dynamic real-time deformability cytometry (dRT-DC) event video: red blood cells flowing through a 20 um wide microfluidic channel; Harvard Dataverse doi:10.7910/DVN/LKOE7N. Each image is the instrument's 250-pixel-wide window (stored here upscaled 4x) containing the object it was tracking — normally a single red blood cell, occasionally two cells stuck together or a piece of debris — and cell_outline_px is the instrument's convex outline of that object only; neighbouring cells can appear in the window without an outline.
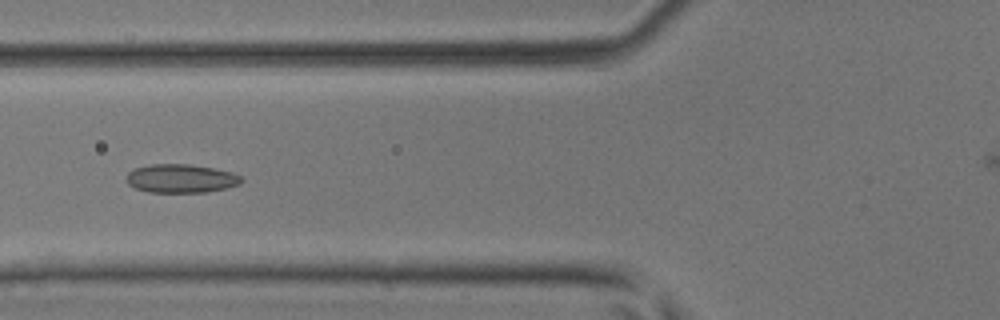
{"species": "common noctule bat (a hibernating species)", "species_latin": "Nyctalus noctula", "temperature_condition": "room temperature", "stored_images_in_passage": 45, "camera_frame_rate_fps": 3000, "um_per_image_px": 0.085, "animal": {"sex": "male", "body_mass_g": 17.9, "forearm_length_mm": 54.2}, "frame": {"image": 1, "passage_image": 17, "time_ms": 5.333, "image_size_px": [1000, 320], "cell_outline_px": [[244, 180], [240, 184], [208, 192], [148, 192], [136, 188], [128, 184], [128, 172], [136, 168], [152, 164], [188, 164], [212, 168], [232, 172], [240, 176]], "centroid_in_image_um": [15.4, 15.17], "position_along_channel_um": 110.4, "area_um2": 18.96}}
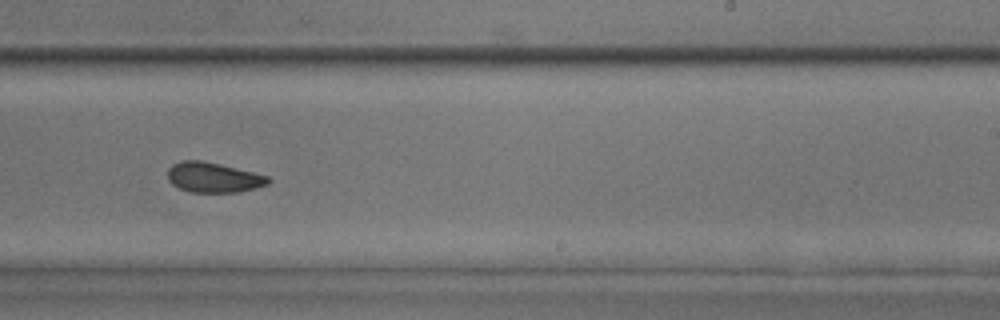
{"frame": {"image": 2, "passage_image": 28, "time_ms": 9.0, "image_size_px": [1000, 320], "cell_outline_px": [[272, 180], [268, 184], [256, 188], [240, 192], [192, 192], [180, 188], [172, 184], [168, 180], [168, 168], [172, 164], [180, 160], [200, 160], [220, 164], [268, 176]], "centroid_in_image_um": [18.13, 15.08], "position_along_channel_um": 270.9, "area_um2": 17.63}}
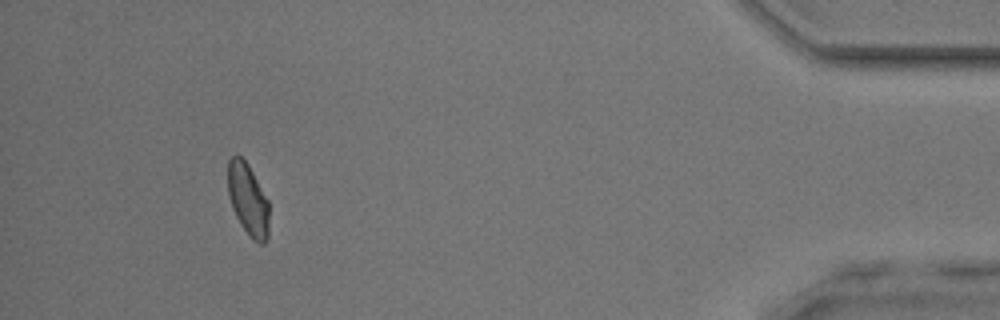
{"frame": {"image": 3, "passage_image": 42, "time_ms": 13.667, "image_size_px": [1000, 320], "cell_outline_px": [[268, 240], [264, 244], [260, 244], [252, 240], [240, 224], [232, 208], [228, 196], [228, 160], [232, 156], [240, 156], [248, 164], [268, 200]], "centroid_in_image_um": [21.08, 17.0], "position_along_channel_um": 414.1, "area_um2": 17.34}}